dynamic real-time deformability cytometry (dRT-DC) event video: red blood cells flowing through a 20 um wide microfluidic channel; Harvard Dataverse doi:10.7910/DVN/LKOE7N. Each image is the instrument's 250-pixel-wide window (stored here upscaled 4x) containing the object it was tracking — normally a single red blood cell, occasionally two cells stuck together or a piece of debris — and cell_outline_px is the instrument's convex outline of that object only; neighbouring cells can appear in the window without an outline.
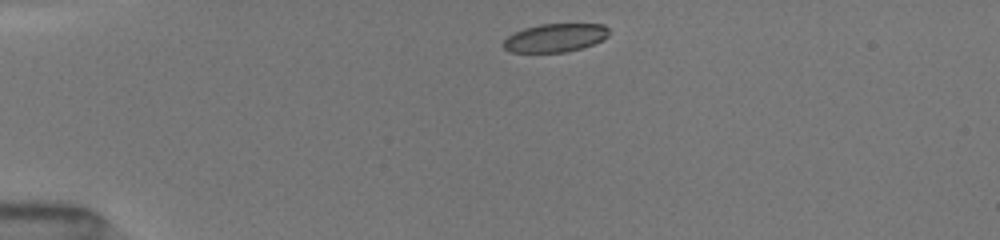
{"species": "common noctule bat (a hibernating species)", "species_latin": "Nyctalus noctula", "temperature_condition": "room temperature", "stored_images_in_passage": 4, "camera_frame_rate_fps": 3000, "um_per_image_px": 0.085, "animal": {"sex": "female", "body_mass_g": 19.5, "forearm_length_mm": 54.1}, "frame": {"image": 1, "passage_image": 1, "time_ms": 0.0, "image_size_px": [1000, 240], "cell_outline_px": [[608, 36], [604, 40], [568, 52], [512, 52], [504, 48], [500, 44], [508, 36], [524, 28], [540, 24], [604, 24], [608, 28]], "centroid_in_image_um": [47.19, 3.21], "position_along_channel_um": 37.8, "area_um2": 17.46}}
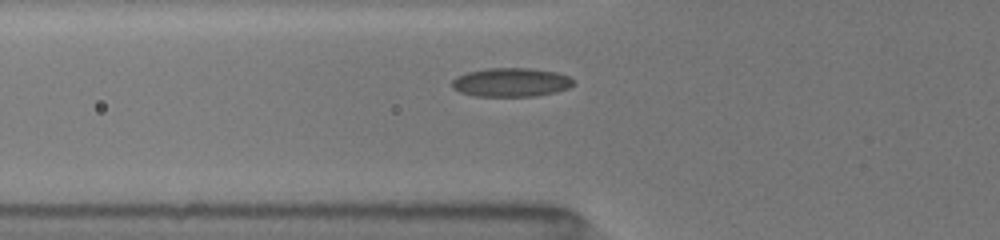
{"frame": {"image": 2, "passage_image": 4, "time_ms": 2.333, "image_size_px": [1000, 240], "cell_outline_px": [[576, 84], [568, 88], [556, 92], [536, 96], [476, 96], [460, 92], [452, 88], [452, 80], [456, 76], [468, 72], [488, 68], [528, 68], [556, 72], [568, 76]], "centroid_in_image_um": [43.44, 7.0], "position_along_channel_um": 82.4, "area_um2": 20.4}}